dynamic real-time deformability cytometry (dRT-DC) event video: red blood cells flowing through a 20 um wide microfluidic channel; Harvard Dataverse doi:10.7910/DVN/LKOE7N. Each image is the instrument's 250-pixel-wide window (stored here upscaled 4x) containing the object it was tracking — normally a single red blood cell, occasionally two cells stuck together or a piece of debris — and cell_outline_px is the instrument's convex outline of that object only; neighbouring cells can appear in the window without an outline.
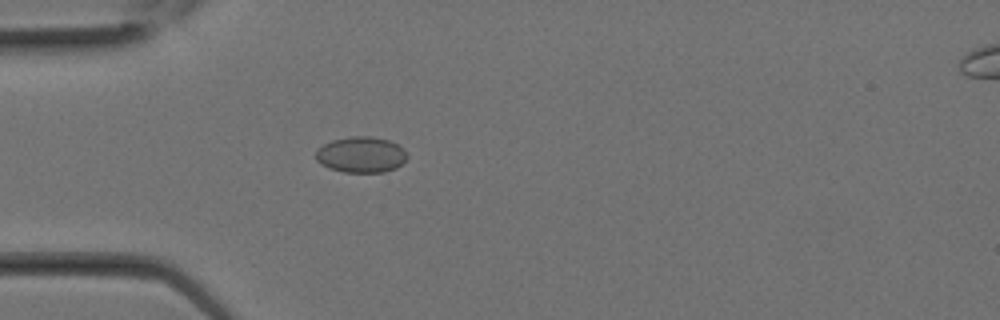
{"species": "Egyptian fruit bat (a non-hibernating species)", "species_latin": "Rousettus aegyptiacus", "temperature_condition": "room temperature", "stored_images_in_passage": 3, "camera_frame_rate_fps": 3000, "um_per_image_px": 0.085, "animal": {"sex": "female"}, "frame": {"image": 1, "passage_image": 1, "time_ms": 0.0, "image_size_px": [1000, 320], "cell_outline_px": [[408, 156], [396, 168], [384, 172], [344, 172], [328, 168], [320, 164], [316, 160], [316, 148], [332, 140], [352, 136], [372, 136], [388, 140], [404, 148]], "centroid_in_image_um": [30.67, 13.14], "position_along_channel_um": 54.3, "area_um2": 19.19}}
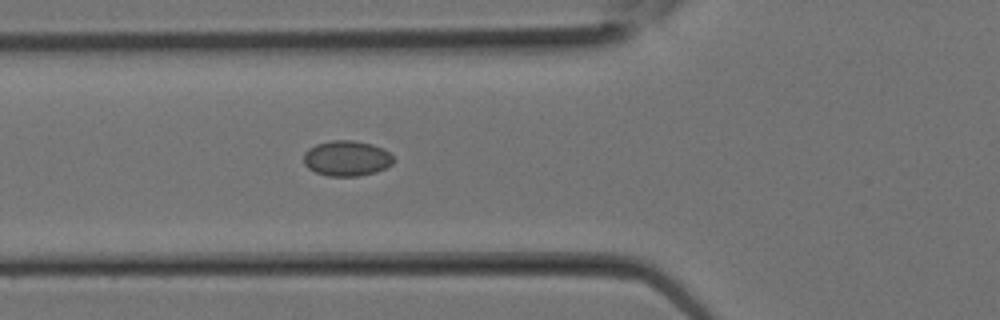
{"frame": {"image": 2, "passage_image": 3, "time_ms": 0.667, "image_size_px": [1000, 320], "cell_outline_px": [[396, 160], [392, 164], [376, 172], [356, 176], [328, 176], [316, 172], [308, 168], [304, 164], [304, 152], [308, 148], [316, 144], [332, 140], [352, 140], [372, 144], [384, 148]], "centroid_in_image_um": [29.47, 13.45], "position_along_channel_um": 96.3, "area_um2": 18.61}}